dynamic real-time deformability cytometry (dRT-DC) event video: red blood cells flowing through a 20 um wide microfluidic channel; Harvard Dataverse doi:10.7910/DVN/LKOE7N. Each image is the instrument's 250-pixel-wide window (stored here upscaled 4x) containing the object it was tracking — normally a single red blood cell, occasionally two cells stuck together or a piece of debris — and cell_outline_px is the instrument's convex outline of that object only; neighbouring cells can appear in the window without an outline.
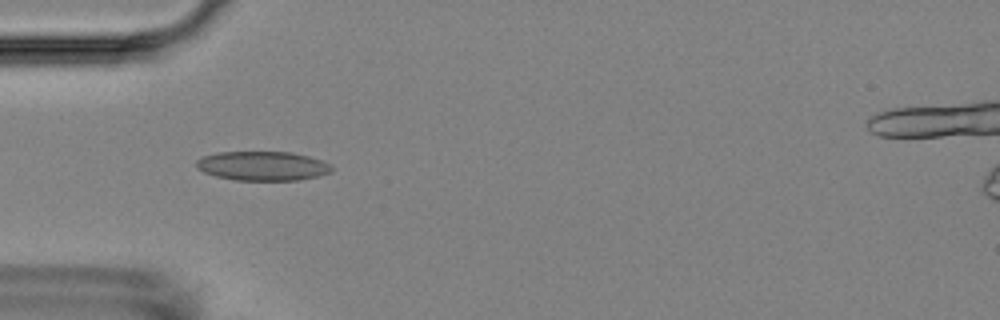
{"species": "Egyptian fruit bat (a non-hibernating species)", "species_latin": "Rousettus aegyptiacus", "temperature_condition": "room temperature", "stored_images_in_passage": 3, "camera_frame_rate_fps": 3000, "um_per_image_px": 0.085, "animal": {"sex": "female"}, "frame": {"image": 1, "passage_image": 2, "time_ms": 1.333, "image_size_px": [1000, 320], "cell_outline_px": [[332, 172], [300, 180], [236, 180], [216, 176], [204, 172], [196, 168], [196, 160], [204, 156], [216, 152], [292, 152], [308, 156], [332, 164]], "centroid_in_image_um": [22.32, 14.1], "position_along_channel_um": 62.7, "area_um2": 23.06}}
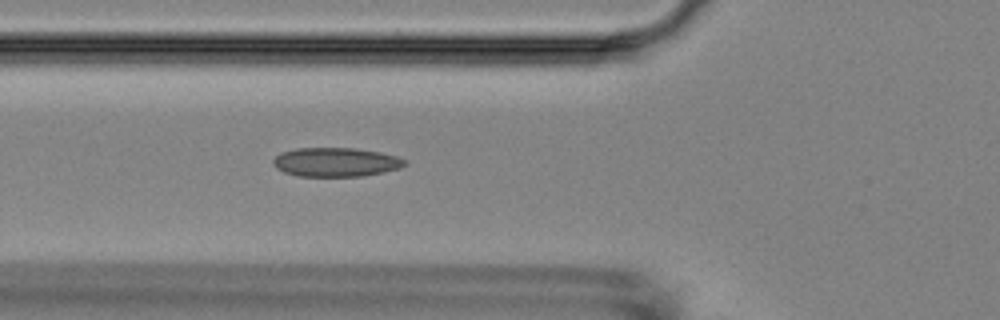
{"frame": {"image": 2, "passage_image": 3, "time_ms": 2.333, "image_size_px": [1000, 320], "cell_outline_px": [[408, 164], [400, 168], [360, 176], [296, 176], [284, 172], [276, 168], [272, 164], [272, 160], [280, 152], [296, 148], [356, 148], [380, 152], [396, 156], [408, 160]], "centroid_in_image_um": [28.53, 13.77], "position_along_channel_um": 97.3, "area_um2": 22.37}}